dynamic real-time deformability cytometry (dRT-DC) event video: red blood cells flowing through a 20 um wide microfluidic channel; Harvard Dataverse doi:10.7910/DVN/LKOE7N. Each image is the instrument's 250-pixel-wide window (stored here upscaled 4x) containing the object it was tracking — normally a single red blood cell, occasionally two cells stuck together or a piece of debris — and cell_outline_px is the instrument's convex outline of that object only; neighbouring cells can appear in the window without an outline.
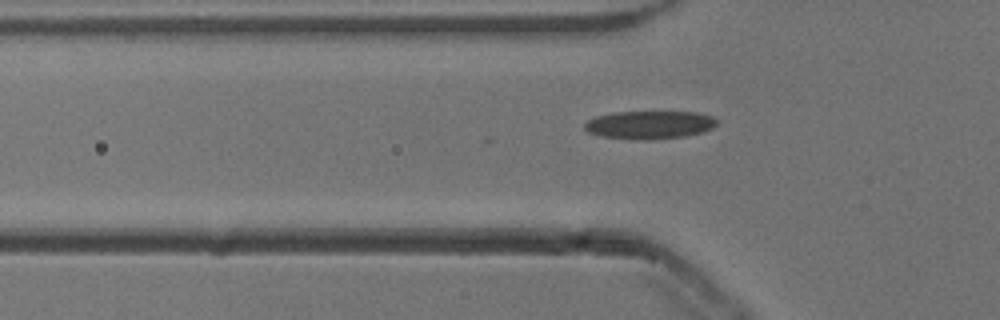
{"species": "common noctule bat (a hibernating species)", "species_latin": "Nyctalus noctula", "temperature_condition": "cold", "stored_images_in_passage": 41, "camera_frame_rate_fps": 3000, "um_per_image_px": 0.085, "animal": {"sex": "male", "body_mass_g": 13.3}, "frame": {"image": 1, "passage_image": 6, "time_ms": 1.667, "image_size_px": [1000, 320], "cell_outline_px": [[716, 124], [712, 128], [700, 132], [684, 136], [604, 136], [588, 132], [584, 128], [584, 124], [588, 120], [596, 116], [612, 112], [696, 112], [712, 116], [716, 120]], "centroid_in_image_um": [55.22, 10.53], "position_along_channel_um": 70.6, "area_um2": 20.17}}
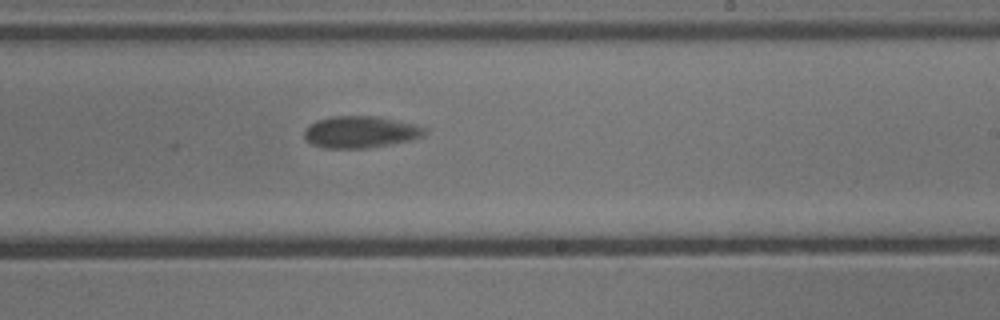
{"frame": {"image": 2, "passage_image": 21, "time_ms": 6.667, "image_size_px": [1000, 320], "cell_outline_px": [[424, 136], [408, 140], [368, 148], [324, 148], [312, 144], [304, 140], [304, 132], [312, 124], [320, 120], [332, 116], [376, 116], [412, 124], [424, 128]], "centroid_in_image_um": [30.59, 11.23], "position_along_channel_um": 258.4, "area_um2": 21.79}}
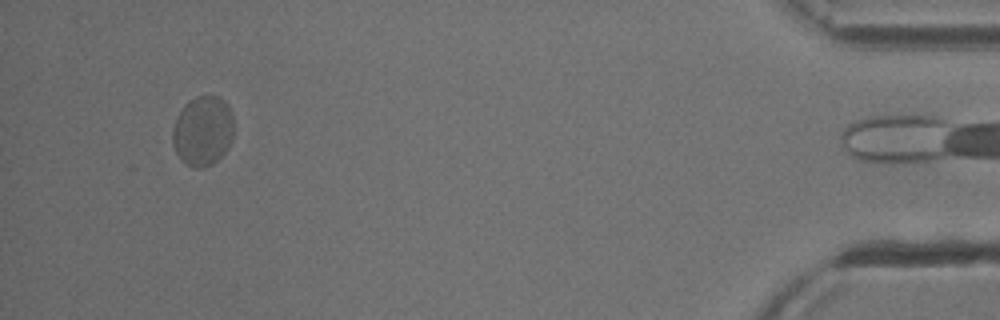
{"frame": {"image": 3, "passage_image": 40, "time_ms": 13.0, "image_size_px": [1000, 320], "cell_outline_px": [[236, 128], [232, 140], [228, 148], [212, 164], [204, 168], [196, 168], [184, 164], [180, 160], [172, 144], [172, 128], [184, 104], [188, 100], [196, 96], [216, 96], [224, 100], [228, 104]], "centroid_in_image_um": [17.25, 11.14], "position_along_channel_um": 418.0, "area_um2": 25.37}, "authors_computed_cell_mechanics": {"area_um2": 22.3108, "velocity_mm_per_s": 3.7482, "shape_relaxation_time_tau1_ms": 3.722, "shape_relaxation_time_tau2_ms": null, "deformation_change_tau1": 0.079, "deformation_change_tau2": null}}